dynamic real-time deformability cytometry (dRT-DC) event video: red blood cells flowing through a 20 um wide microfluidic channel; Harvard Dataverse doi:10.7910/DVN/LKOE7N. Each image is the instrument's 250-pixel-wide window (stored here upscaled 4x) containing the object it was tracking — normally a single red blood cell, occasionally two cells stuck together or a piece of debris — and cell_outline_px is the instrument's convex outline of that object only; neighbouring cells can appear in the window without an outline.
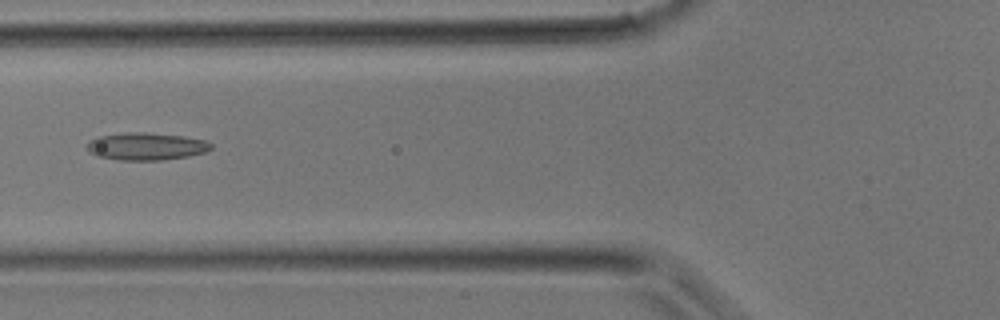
{"species": "common noctule bat (a hibernating species)", "species_latin": "Nyctalus noctula", "temperature_condition": "room temperature", "stored_images_in_passage": 22, "camera_frame_rate_fps": 3000, "um_per_image_px": 0.085, "animal": {"sex": "male", "body_mass_g": 17.9}, "frame": {"image": 1, "passage_image": 7, "time_ms": 2.0, "image_size_px": [1000, 320], "cell_outline_px": [[212, 148], [204, 152], [188, 156], [160, 160], [120, 160], [96, 156], [88, 152], [88, 140], [100, 136], [124, 132], [144, 132], [184, 136], [204, 140], [212, 144]], "centroid_in_image_um": [12.4, 12.44], "position_along_channel_um": 113.4, "area_um2": 19.83}}
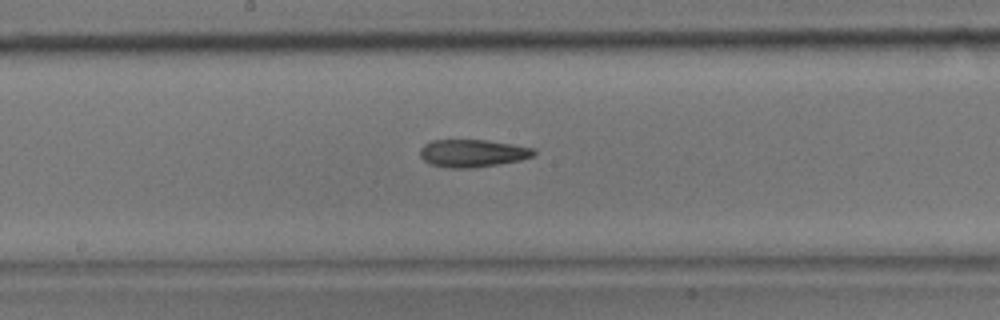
{"frame": {"image": 2, "passage_image": 12, "time_ms": 3.667, "image_size_px": [1000, 320], "cell_outline_px": [[536, 152], [532, 156], [520, 160], [472, 168], [448, 168], [428, 164], [420, 156], [420, 148], [424, 144], [432, 140], [488, 140], [512, 144], [532, 148]], "centroid_in_image_um": [40.11, 13.02], "position_along_channel_um": 208.1, "area_um2": 18.26}}
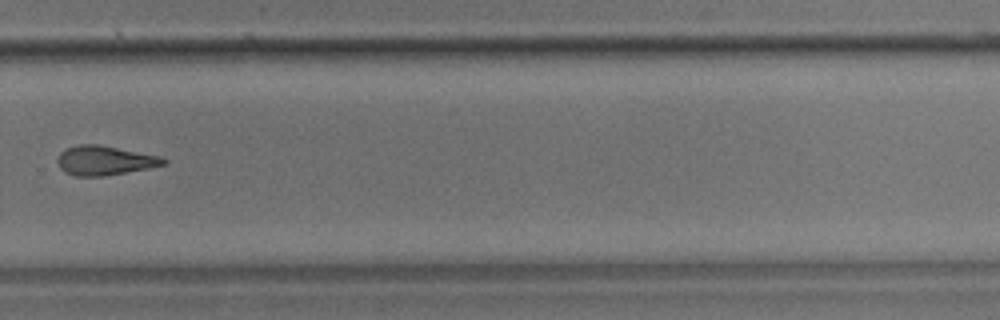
{"frame": {"image": 3, "passage_image": 18, "time_ms": 5.667, "image_size_px": [1000, 320], "cell_outline_px": [[168, 160], [164, 164], [148, 168], [104, 176], [72, 176], [64, 172], [60, 168], [56, 160], [60, 152], [76, 144], [100, 144], [160, 156]], "centroid_in_image_um": [8.86, 13.63], "position_along_channel_um": 320.9, "area_um2": 18.21}}